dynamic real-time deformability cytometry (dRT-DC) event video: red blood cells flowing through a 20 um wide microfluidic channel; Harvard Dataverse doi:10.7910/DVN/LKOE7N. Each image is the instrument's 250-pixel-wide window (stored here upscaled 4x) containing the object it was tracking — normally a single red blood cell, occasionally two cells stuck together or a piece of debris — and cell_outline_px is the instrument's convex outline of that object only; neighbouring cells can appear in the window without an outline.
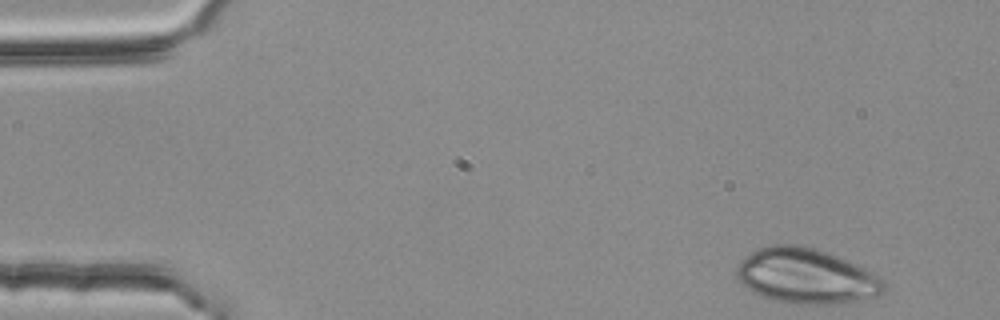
{"species": "common noctule bat (a hibernating species)", "species_latin": "Nyctalus noctula", "temperature_condition": "room temperature", "stored_images_in_passage": 11, "camera_frame_rate_fps": 3000, "um_per_image_px": 0.085, "animal": {"sex": "female", "body_mass_g": 25.1}, "frame": {"image": 1, "passage_image": 1, "time_ms": 0.0, "image_size_px": [1000, 320], "cell_outline_px": [[884, 292], [876, 296], [832, 304], [784, 304], [752, 292], [740, 284], [736, 276], [736, 268], [752, 252], [760, 248], [776, 244], [792, 244], [812, 248], [836, 256], [864, 268], [872, 272], [884, 280]], "centroid_in_image_um": [68.49, 23.49], "position_along_channel_um": 16.5, "area_um2": 46.82}}